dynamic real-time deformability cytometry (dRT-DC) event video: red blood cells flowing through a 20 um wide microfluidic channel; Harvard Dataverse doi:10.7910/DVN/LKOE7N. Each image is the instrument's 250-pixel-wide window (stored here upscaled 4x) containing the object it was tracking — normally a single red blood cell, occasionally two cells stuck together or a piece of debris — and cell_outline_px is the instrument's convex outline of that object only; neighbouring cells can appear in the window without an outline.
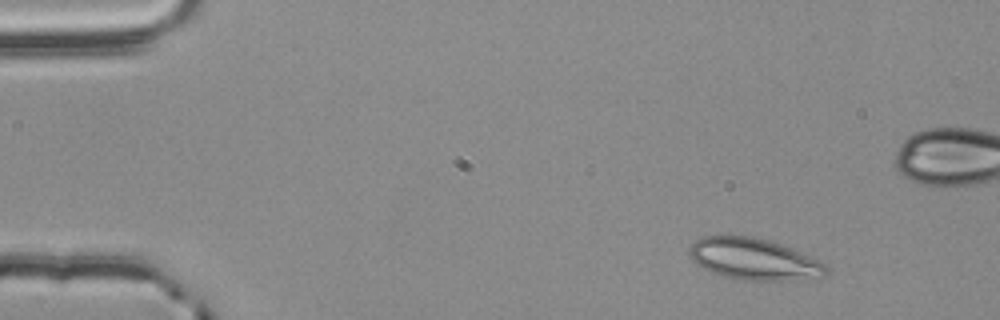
{"species": "common noctule bat (a hibernating species)", "species_latin": "Nyctalus noctula", "temperature_condition": "room temperature", "stored_images_in_passage": 51, "camera_frame_rate_fps": 3000, "um_per_image_px": 0.085, "animal": {"sex": "male", "body_mass_g": 20.4}, "frame": {"image": 1, "passage_image": 1, "time_ms": 0.0, "image_size_px": [1000, 320], "cell_outline_px": [[828, 272], [824, 276], [800, 280], [740, 280], [724, 276], [712, 272], [696, 264], [692, 260], [688, 252], [688, 248], [696, 240], [704, 236], [752, 236], [768, 240], [792, 248], [820, 260], [828, 268]], "centroid_in_image_um": [64.09, 22.03], "position_along_channel_um": 20.9, "area_um2": 33.18}}
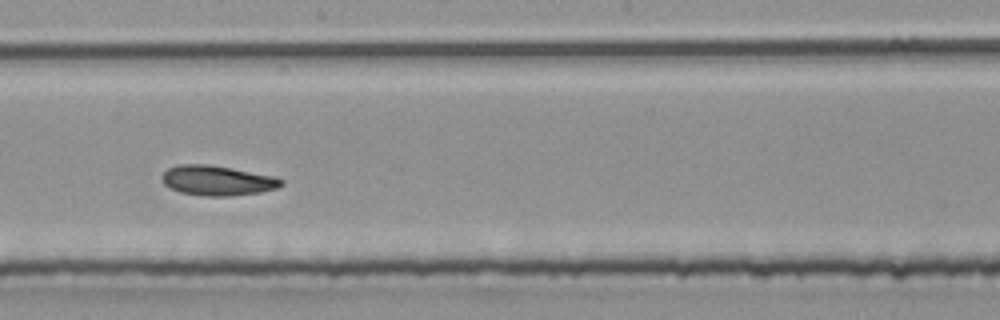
{"frame": {"image": 2, "passage_image": 26, "time_ms": 8.333, "image_size_px": [1000, 320], "cell_outline_px": [[284, 184], [276, 188], [260, 192], [228, 196], [204, 196], [180, 192], [164, 184], [160, 180], [160, 176], [168, 168], [180, 164], [208, 164], [232, 168], [276, 176], [284, 180]], "centroid_in_image_um": [18.47, 15.33], "position_along_channel_um": 229.7, "area_um2": 20.92}}
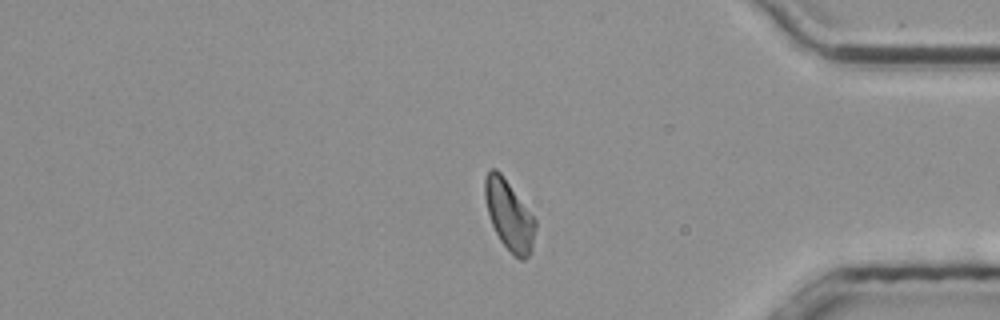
{"frame": {"image": 3, "passage_image": 41, "time_ms": 13.333, "image_size_px": [1000, 320], "cell_outline_px": [[536, 228], [532, 252], [524, 260], [520, 260], [500, 240], [492, 224], [488, 212], [484, 196], [484, 176], [488, 168], [496, 168], [500, 172], [536, 220]], "centroid_in_image_um": [43.27, 18.27], "position_along_channel_um": 391.9, "area_um2": 20.4}, "authors_computed_cell_mechanics": {"area_um2": 20.6346, "velocity_mm_per_s": 3.748, "shape_relaxation_time_tau1_ms": 10.3719, "shape_relaxation_time_tau2_ms": 3.7128, "deformation_change_tau1": 0.1809, "deformation_change_tau2": 0.1052}}